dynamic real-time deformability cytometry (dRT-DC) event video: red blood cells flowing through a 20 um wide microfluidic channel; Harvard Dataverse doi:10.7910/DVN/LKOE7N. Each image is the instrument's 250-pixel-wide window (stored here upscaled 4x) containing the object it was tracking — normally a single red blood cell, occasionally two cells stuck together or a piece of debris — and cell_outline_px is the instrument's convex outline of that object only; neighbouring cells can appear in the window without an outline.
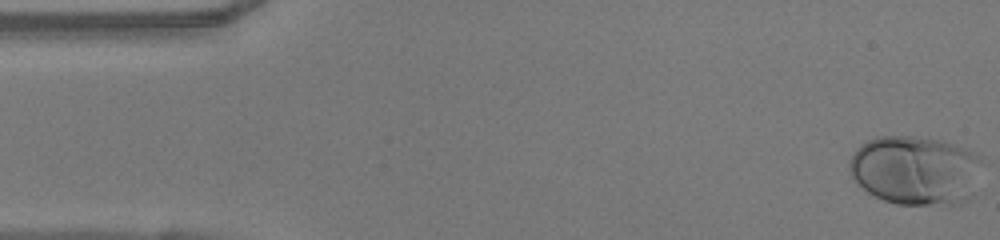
{"species": "human", "species_latin": "Homo sapiens", "temperature_condition": "warm", "stored_images_in_passage": 49, "camera_frame_rate_fps": 3000, "um_per_image_px": 0.085, "donor": {"sex": "female"}, "frame": {"image": 1, "passage_image": 1, "time_ms": 0.0, "image_size_px": [1000, 240], "cell_outline_px": [[984, 156], [976, 196], [960, 204], [896, 204], [884, 200], [868, 192], [852, 180], [848, 168], [848, 160], [856, 148], [860, 144], [876, 136], [912, 136], [940, 140], [956, 144], [968, 148]], "centroid_in_image_um": [77.88, 14.47], "position_along_channel_um": 7.1, "area_um2": 55.08}}
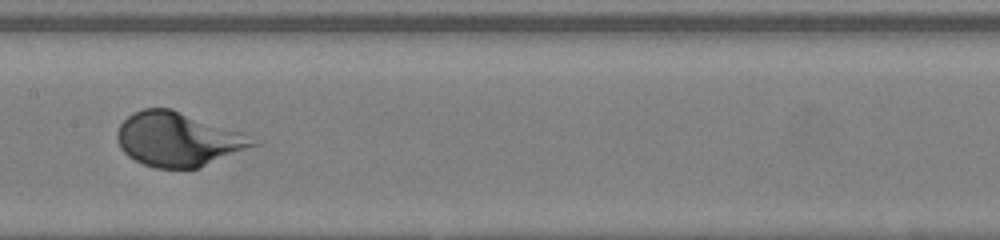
{"frame": {"image": 2, "passage_image": 24, "time_ms": 7.667, "image_size_px": [1000, 240], "cell_outline_px": [[264, 140], [260, 144], [200, 168], [156, 168], [144, 164], [128, 156], [120, 148], [116, 140], [116, 132], [120, 124], [132, 112], [144, 108], [172, 108], [244, 132]], "centroid_in_image_um": [15.2, 11.83], "position_along_channel_um": 192.2, "area_um2": 43.58}}
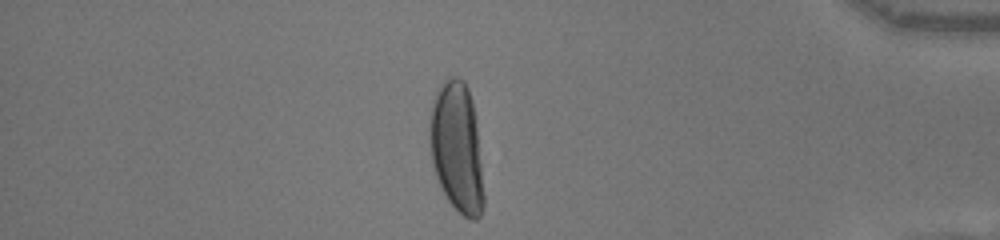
{"frame": {"image": 3, "passage_image": 42, "time_ms": 13.667, "image_size_px": [1000, 240], "cell_outline_px": [[484, 204], [480, 216], [476, 220], [472, 220], [464, 216], [448, 200], [436, 176], [432, 164], [428, 140], [428, 124], [432, 100], [436, 92], [444, 80], [448, 76], [456, 76], [464, 80], [468, 88], [472, 100], [476, 128], [484, 196]], "centroid_in_image_um": [38.79, 12.5], "position_along_channel_um": 396.4, "area_um2": 41.04}}